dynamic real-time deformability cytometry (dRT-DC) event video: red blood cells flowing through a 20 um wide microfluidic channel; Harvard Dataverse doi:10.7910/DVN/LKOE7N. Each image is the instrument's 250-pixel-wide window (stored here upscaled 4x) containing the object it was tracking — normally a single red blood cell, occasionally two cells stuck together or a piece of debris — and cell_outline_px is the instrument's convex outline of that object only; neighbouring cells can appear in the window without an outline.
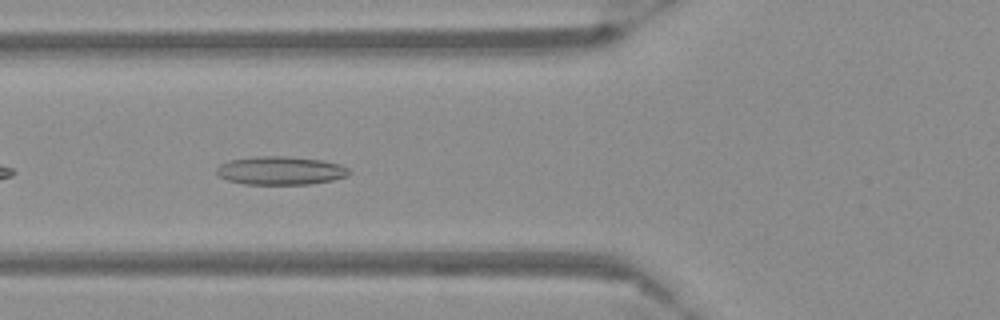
{"species": "Egyptian fruit bat (a non-hibernating species)", "species_latin": "Rousettus aegyptiacus", "temperature_condition": "warm", "stored_images_in_passage": 39, "camera_frame_rate_fps": 3000, "um_per_image_px": 0.085, "frame": {"image": 1, "passage_image": 5, "time_ms": 1.333, "image_size_px": [1000, 320], "cell_outline_px": [[352, 172], [348, 176], [332, 180], [312, 184], [244, 184], [228, 180], [220, 176], [216, 172], [216, 168], [220, 164], [232, 160], [260, 156], [284, 156], [324, 160], [340, 164], [348, 168]], "centroid_in_image_um": [23.9, 14.5], "position_along_channel_um": 101.9, "area_um2": 21.91}}
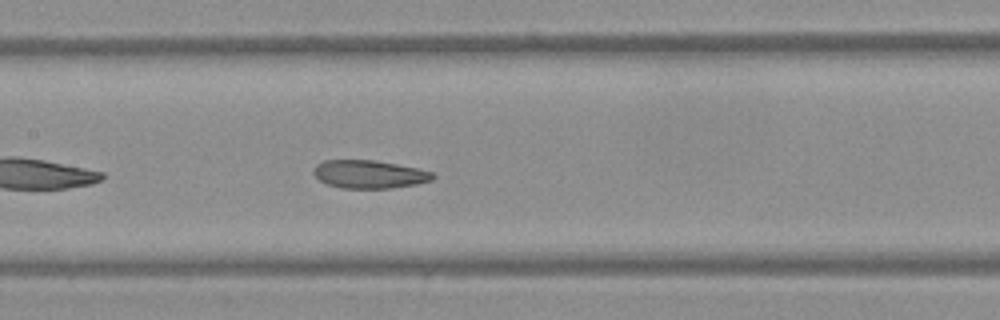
{"frame": {"image": 2, "passage_image": 11, "time_ms": 3.333, "image_size_px": [1000, 320], "cell_outline_px": [[436, 176], [432, 180], [416, 184], [392, 188], [340, 188], [328, 184], [320, 180], [312, 172], [316, 164], [324, 160], [372, 160], [396, 164], [416, 168], [432, 172]], "centroid_in_image_um": [31.37, 14.81], "position_along_channel_um": 176.0, "area_um2": 19.42}}
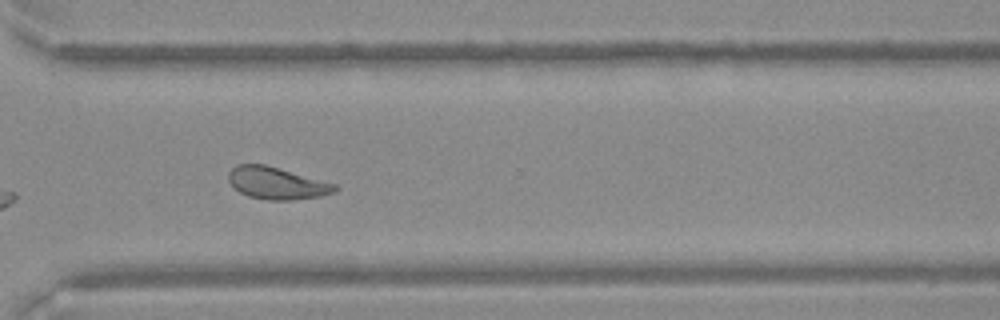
{"frame": {"image": 3, "passage_image": 25, "time_ms": 8.0, "image_size_px": [1000, 320], "cell_outline_px": [[340, 188], [332, 192], [320, 196], [292, 200], [268, 200], [248, 196], [240, 192], [228, 180], [228, 172], [236, 164], [264, 164], [336, 184]], "centroid_in_image_um": [23.51, 15.57], "position_along_channel_um": 347.1, "area_um2": 19.71}}